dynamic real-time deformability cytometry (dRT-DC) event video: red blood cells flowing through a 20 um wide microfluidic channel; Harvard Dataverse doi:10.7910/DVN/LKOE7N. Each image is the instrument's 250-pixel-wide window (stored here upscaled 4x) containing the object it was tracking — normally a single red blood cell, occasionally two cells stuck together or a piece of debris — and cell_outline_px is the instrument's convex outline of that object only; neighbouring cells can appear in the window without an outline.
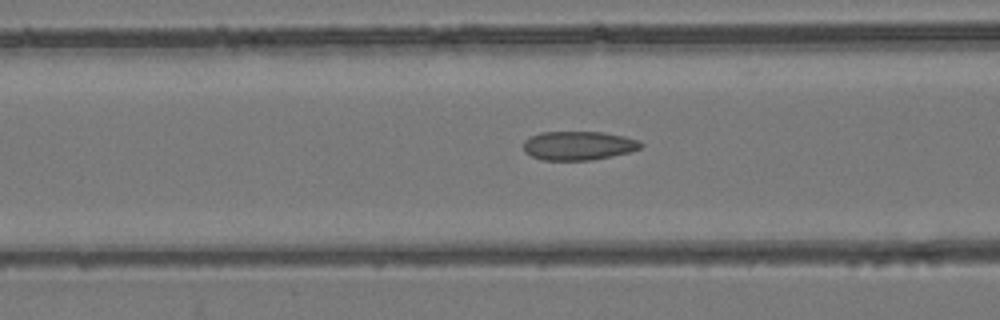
{"species": "common noctule bat (a hibernating species)", "species_latin": "Nyctalus noctula", "temperature_condition": "room temperature", "stored_images_in_passage": 40, "camera_frame_rate_fps": 3000, "um_per_image_px": 0.085, "animal": {"sex": "female", "body_mass_g": 24.6, "forearm_length_mm": 56.2}, "frame": {"image": 1, "passage_image": 8, "time_ms": 2.333, "image_size_px": [1000, 320], "cell_outline_px": [[644, 144], [640, 148], [632, 152], [592, 160], [540, 160], [524, 152], [524, 140], [540, 132], [604, 132], [624, 136], [640, 140]], "centroid_in_image_um": [49.2, 12.38], "position_along_channel_um": 117.4, "area_um2": 19.94}}
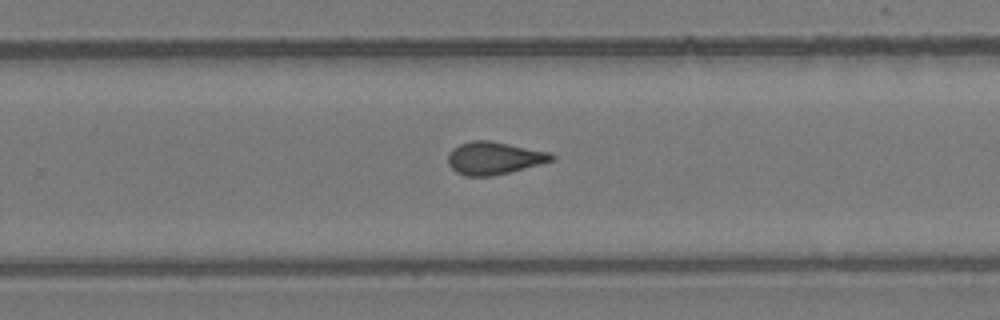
{"frame": {"image": 2, "passage_image": 21, "time_ms": 6.667, "image_size_px": [1000, 320], "cell_outline_px": [[556, 156], [552, 160], [540, 164], [492, 176], [464, 176], [456, 172], [448, 164], [448, 152], [452, 148], [460, 144], [472, 140], [488, 140], [552, 152]], "centroid_in_image_um": [41.98, 13.43], "position_along_channel_um": 287.8, "area_um2": 19.71}}
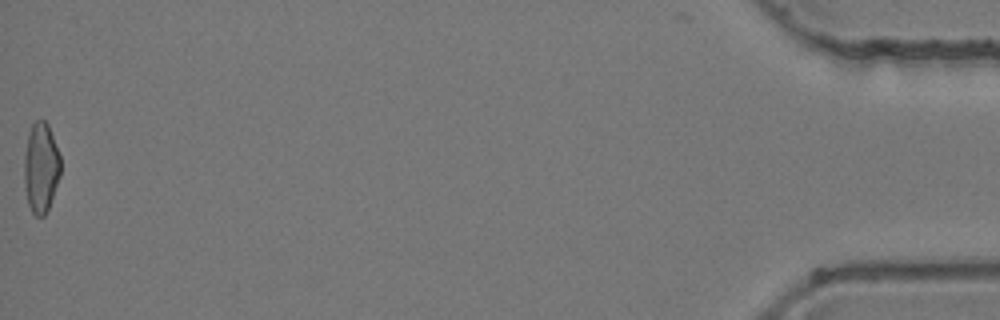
{"frame": {"image": 3, "passage_image": 40, "time_ms": 13.0, "image_size_px": [1000, 320], "cell_outline_px": [[60, 176], [48, 208], [44, 216], [36, 216], [32, 212], [28, 204], [24, 188], [24, 152], [28, 132], [32, 124], [36, 120], [44, 120], [48, 124], [60, 156]], "centroid_in_image_um": [3.46, 14.23], "position_along_channel_um": 431.7, "area_um2": 19.19}, "authors_computed_cell_mechanics": {"area_um2": 19.3052, "velocity_mm_per_s": 3.9254, "shape_relaxation_time_tau1_ms": null, "shape_relaxation_time_tau2_ms": 1.7929, "deformation_change_tau1": null, "deformation_change_tau2": 0.0923}}